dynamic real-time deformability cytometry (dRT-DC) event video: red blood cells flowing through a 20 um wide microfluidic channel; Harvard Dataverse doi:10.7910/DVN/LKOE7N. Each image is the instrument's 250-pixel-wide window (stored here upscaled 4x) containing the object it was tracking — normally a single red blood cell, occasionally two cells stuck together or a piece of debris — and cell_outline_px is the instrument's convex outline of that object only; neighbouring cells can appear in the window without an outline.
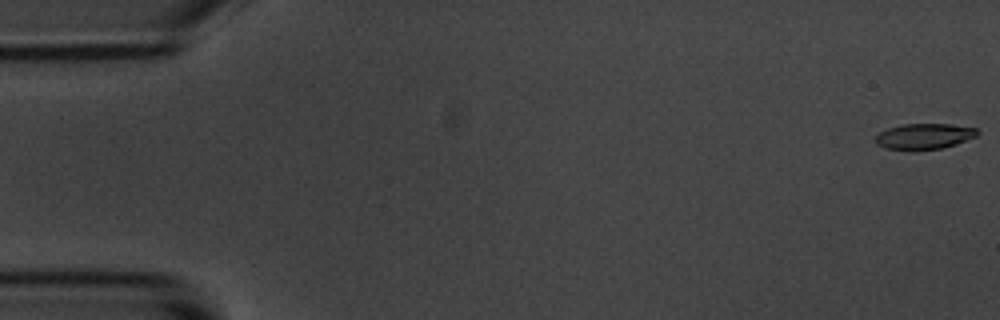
{"species": "common noctule bat (a hibernating species)", "species_latin": "Nyctalus noctula", "temperature_condition": "room temperature", "stored_images_in_passage": 55, "camera_frame_rate_fps": 3000, "um_per_image_px": 0.085, "animal": {"sex": "male", "body_mass_g": 20.1, "forearm_length_mm": 53.5}, "frame": {"image": 1, "passage_image": 1, "time_ms": 0.0, "image_size_px": [1000, 320], "cell_outline_px": [[980, 132], [976, 136], [956, 144], [944, 148], [912, 152], [884, 148], [876, 144], [876, 136], [880, 132], [888, 128], [904, 124], [952, 124], [976, 128]], "centroid_in_image_um": [78.54, 11.62], "position_along_channel_um": 6.5, "area_um2": 15.66}}
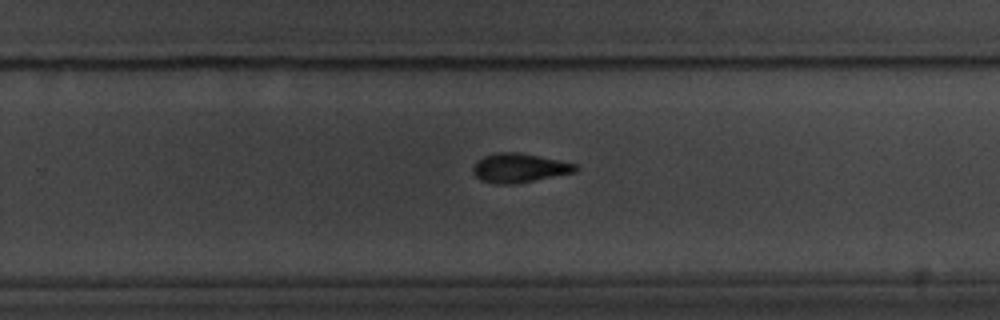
{"frame": {"image": 2, "passage_image": 35, "time_ms": 11.333, "image_size_px": [1000, 320], "cell_outline_px": [[580, 168], [576, 172], [512, 184], [496, 184], [480, 180], [472, 172], [472, 168], [476, 160], [484, 156], [496, 152], [520, 152], [576, 164]], "centroid_in_image_um": [44.1, 14.27], "position_along_channel_um": 285.7, "area_um2": 17.4}}
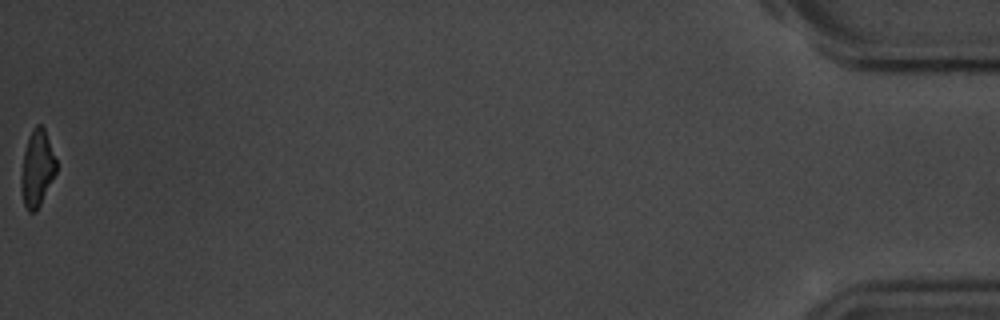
{"frame": {"image": 3, "passage_image": 55, "time_ms": 18.0, "image_size_px": [1000, 320], "cell_outline_px": [[56, 172], [36, 212], [28, 212], [24, 204], [20, 188], [20, 176], [24, 152], [28, 136], [32, 128], [36, 124], [40, 124], [44, 128], [56, 160]], "centroid_in_image_um": [3.12, 14.31], "position_along_channel_um": 432.1, "area_um2": 15.61}, "authors_computed_cell_mechanics": {"area_um2": 16.9354, "velocity_mm_per_s": 3.7019, "shape_relaxation_time_tau1_ms": 4.7624, "shape_relaxation_time_tau2_ms": 4.4758, "deformation_change_tau1": 0.1568, "deformation_change_tau2": 0.1242}}